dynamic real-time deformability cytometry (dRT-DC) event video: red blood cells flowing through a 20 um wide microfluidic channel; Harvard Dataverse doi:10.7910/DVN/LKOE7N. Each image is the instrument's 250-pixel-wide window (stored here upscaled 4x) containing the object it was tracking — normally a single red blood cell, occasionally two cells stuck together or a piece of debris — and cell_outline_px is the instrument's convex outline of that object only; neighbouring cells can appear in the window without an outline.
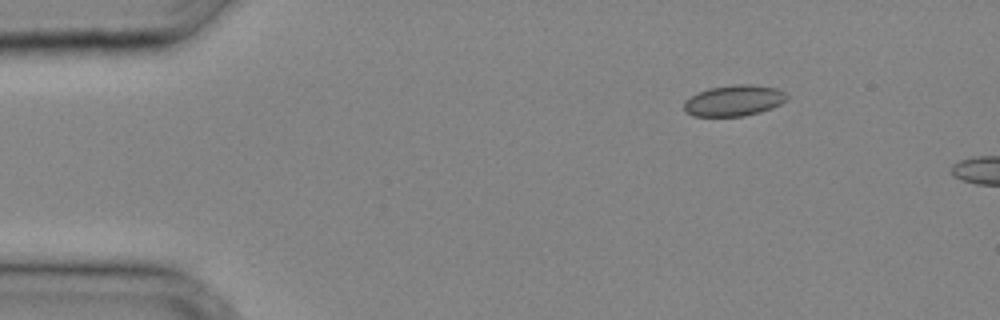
{"species": "common noctule bat (a hibernating species)", "species_latin": "Nyctalus noctula", "temperature_condition": "cold", "stored_images_in_passage": 4, "camera_frame_rate_fps": 3000, "um_per_image_px": 0.085, "animal": {"sex": "male", "body_mass_g": 20.4}, "frame": {"image": 1, "passage_image": 1, "time_ms": 0.0, "image_size_px": [1000, 320], "cell_outline_px": [[788, 100], [772, 108], [760, 112], [744, 116], [692, 116], [684, 108], [684, 100], [696, 92], [708, 88], [736, 84], [752, 84], [776, 88], [784, 92], [788, 96]], "centroid_in_image_um": [62.39, 8.54], "position_along_channel_um": 22.6, "area_um2": 18.73}}